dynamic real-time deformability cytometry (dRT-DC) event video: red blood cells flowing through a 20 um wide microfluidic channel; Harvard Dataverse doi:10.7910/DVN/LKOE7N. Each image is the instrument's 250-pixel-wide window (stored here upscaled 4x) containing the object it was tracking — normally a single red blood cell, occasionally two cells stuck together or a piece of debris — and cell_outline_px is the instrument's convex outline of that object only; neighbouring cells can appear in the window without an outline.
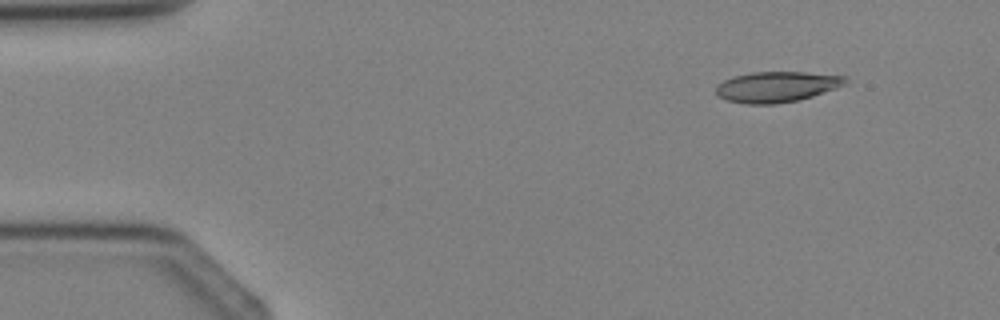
{"species": "Egyptian fruit bat (a non-hibernating species)", "species_latin": "Rousettus aegyptiacus", "temperature_condition": "cold", "stored_images_in_passage": 3, "camera_frame_rate_fps": 3000, "um_per_image_px": 0.085, "animal": {"sex": "female"}, "frame": {"image": 1, "passage_image": 3, "time_ms": 2.333, "image_size_px": [1000, 320], "cell_outline_px": [[848, 80], [844, 84], [836, 88], [812, 96], [796, 100], [776, 104], [748, 104], [728, 100], [720, 96], [716, 92], [716, 84], [724, 80], [736, 76], [752, 72], [804, 72], [848, 76]], "centroid_in_image_um": [66.04, 7.37], "position_along_channel_um": 19.0, "area_um2": 22.89}}